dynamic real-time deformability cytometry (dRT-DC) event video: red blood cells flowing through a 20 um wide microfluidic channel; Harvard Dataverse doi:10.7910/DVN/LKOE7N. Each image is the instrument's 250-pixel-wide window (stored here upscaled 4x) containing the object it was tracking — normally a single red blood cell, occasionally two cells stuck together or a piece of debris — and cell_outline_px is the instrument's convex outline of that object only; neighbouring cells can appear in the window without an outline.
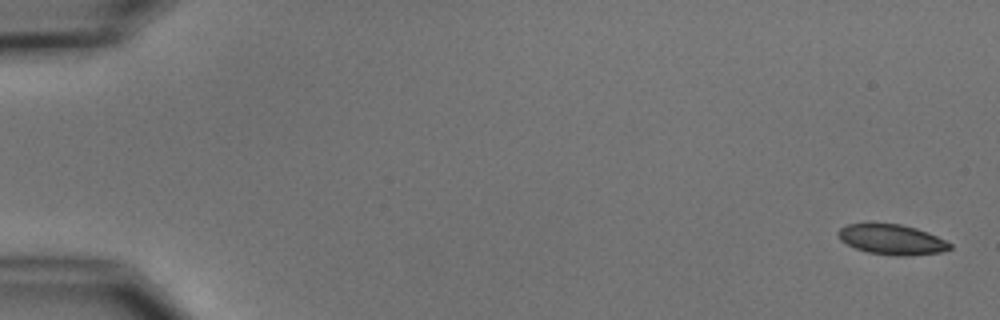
{"species": "common noctule bat (a hibernating species)", "species_latin": "Nyctalus noctula", "temperature_condition": "cold", "stored_images_in_passage": 5, "camera_frame_rate_fps": 3000, "um_per_image_px": 0.085, "animal": {"sex": "male", "body_mass_g": 15.6}, "frame": {"image": 1, "passage_image": 1, "time_ms": 0.0, "image_size_px": [1000, 320], "cell_outline_px": [[952, 248], [940, 252], [908, 256], [896, 256], [868, 252], [856, 248], [840, 240], [836, 232], [840, 228], [848, 224], [900, 224], [916, 228], [928, 232], [952, 244]], "centroid_in_image_um": [75.81, 20.36], "position_along_channel_um": 9.2, "area_um2": 19.48}}
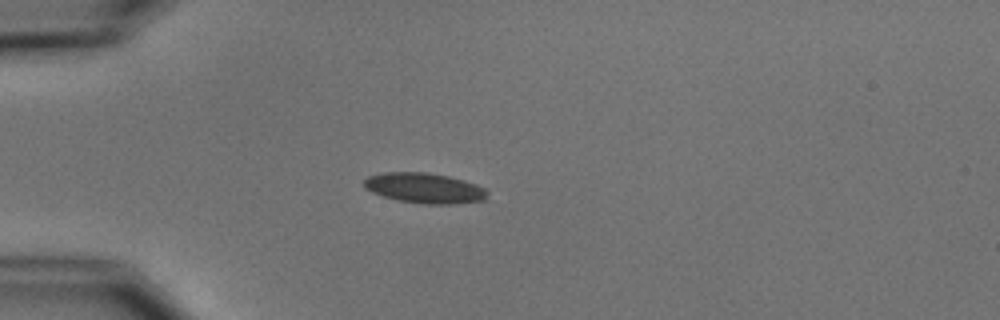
{"frame": {"image": 2, "passage_image": 5, "time_ms": 4.667, "image_size_px": [1000, 320], "cell_outline_px": [[488, 200], [452, 204], [424, 204], [400, 200], [384, 196], [372, 192], [364, 188], [364, 180], [368, 176], [384, 172], [424, 172], [448, 176], [464, 180], [476, 184], [484, 188], [488, 192]], "centroid_in_image_um": [36.12, 15.99], "position_along_channel_um": 48.9, "area_um2": 21.79}}